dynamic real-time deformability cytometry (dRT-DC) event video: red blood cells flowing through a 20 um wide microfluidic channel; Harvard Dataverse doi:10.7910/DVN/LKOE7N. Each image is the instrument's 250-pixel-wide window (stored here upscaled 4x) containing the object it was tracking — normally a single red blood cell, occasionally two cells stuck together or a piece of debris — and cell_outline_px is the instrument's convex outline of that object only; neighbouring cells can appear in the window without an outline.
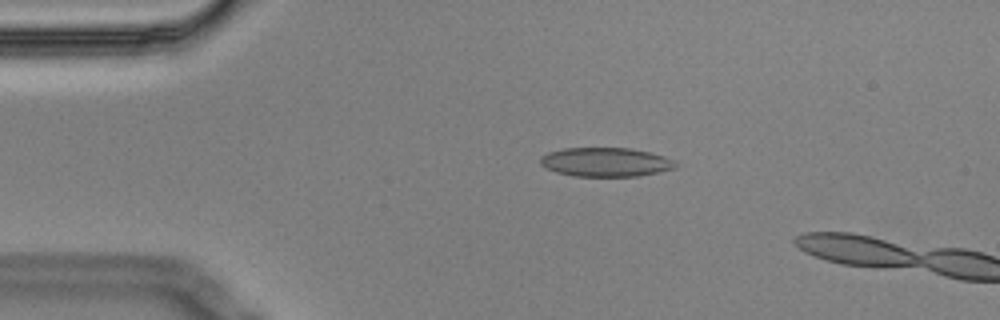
{"species": "Egyptian fruit bat (a non-hibernating species)", "species_latin": "Rousettus aegyptiacus", "temperature_condition": "cold", "stored_images_in_passage": 2, "camera_frame_rate_fps": 3000, "um_per_image_px": 0.085, "animal": {"sex": "male"}, "frame": {"image": 1, "passage_image": 1, "time_ms": 0.0, "image_size_px": [1000, 320], "cell_outline_px": [[676, 168], [660, 172], [640, 176], [572, 176], [556, 172], [540, 164], [540, 156], [548, 152], [564, 148], [632, 148], [664, 156], [676, 160]], "centroid_in_image_um": [51.5, 13.78], "position_along_channel_um": 33.5, "area_um2": 23.0}}